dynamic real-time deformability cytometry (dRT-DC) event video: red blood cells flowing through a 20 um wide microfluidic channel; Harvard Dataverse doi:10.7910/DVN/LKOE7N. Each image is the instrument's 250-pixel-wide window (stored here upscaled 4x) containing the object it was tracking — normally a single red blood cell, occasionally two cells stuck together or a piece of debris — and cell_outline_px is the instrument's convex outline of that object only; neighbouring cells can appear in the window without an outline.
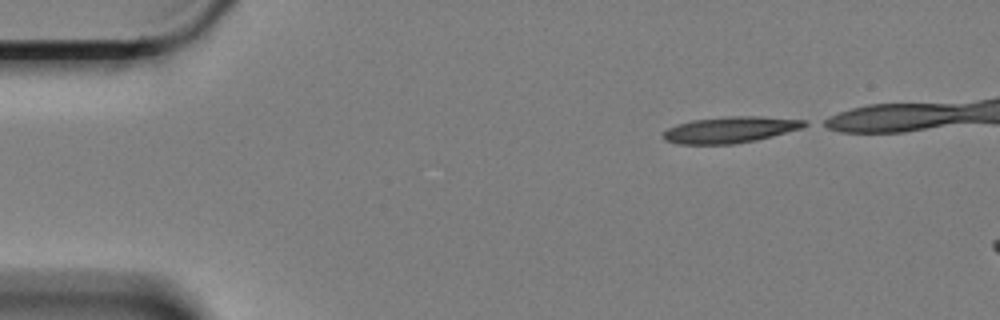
{"species": "Egyptian fruit bat (a non-hibernating species)", "species_latin": "Rousettus aegyptiacus", "temperature_condition": "cold", "stored_images_in_passage": 8, "camera_frame_rate_fps": 3000, "um_per_image_px": 0.085, "animal": {"sex": "female"}, "frame": {"image": 1, "passage_image": 1, "time_ms": 0.0, "image_size_px": [1000, 320], "cell_outline_px": [[808, 124], [800, 128], [772, 136], [756, 140], [732, 144], [676, 144], [664, 140], [660, 136], [668, 128], [676, 124], [692, 120], [728, 116], [760, 116], [808, 120]], "centroid_in_image_um": [62.02, 11.02], "position_along_channel_um": 23.0, "area_um2": 21.68}}